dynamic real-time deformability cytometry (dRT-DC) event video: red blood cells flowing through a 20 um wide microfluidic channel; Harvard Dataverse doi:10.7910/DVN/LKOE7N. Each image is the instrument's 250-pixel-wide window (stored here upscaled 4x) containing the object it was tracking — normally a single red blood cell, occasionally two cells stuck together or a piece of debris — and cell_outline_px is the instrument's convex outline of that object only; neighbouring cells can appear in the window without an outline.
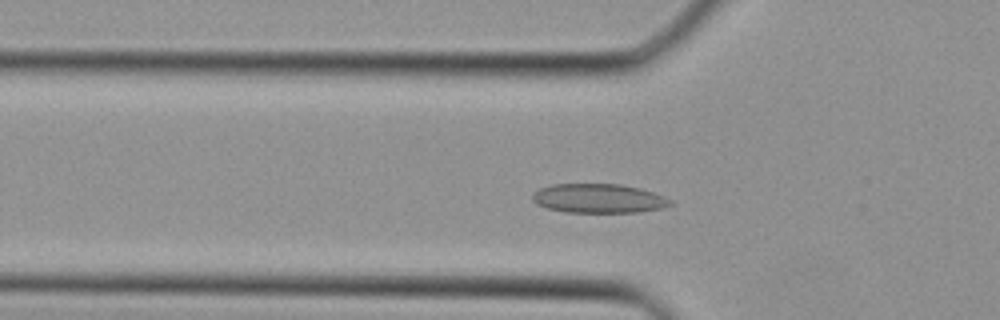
{"species": "Egyptian fruit bat (a non-hibernating species)", "species_latin": "Rousettus aegyptiacus", "temperature_condition": "cold", "stored_images_in_passage": 33, "camera_frame_rate_fps": 3000, "um_per_image_px": 0.085, "animal": {"sex": "female"}, "frame": {"image": 1, "passage_image": 8, "time_ms": 2.333, "image_size_px": [1000, 320], "cell_outline_px": [[672, 204], [664, 208], [636, 212], [564, 212], [548, 208], [536, 204], [532, 200], [532, 196], [540, 188], [552, 184], [620, 184], [640, 188], [664, 196], [672, 200]], "centroid_in_image_um": [50.9, 16.86], "position_along_channel_um": 74.9, "area_um2": 23.41}}
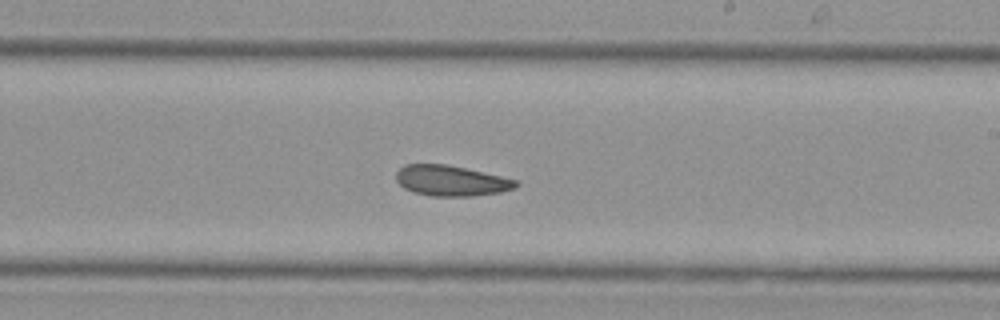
{"frame": {"image": 2, "passage_image": 18, "time_ms": 5.667, "image_size_px": [1000, 320], "cell_outline_px": [[520, 184], [516, 188], [500, 192], [472, 196], [432, 196], [412, 192], [404, 188], [396, 180], [396, 172], [404, 164], [444, 164], [464, 168], [500, 176], [516, 180]], "centroid_in_image_um": [38.32, 15.36], "position_along_channel_um": 250.7, "area_um2": 21.21}}
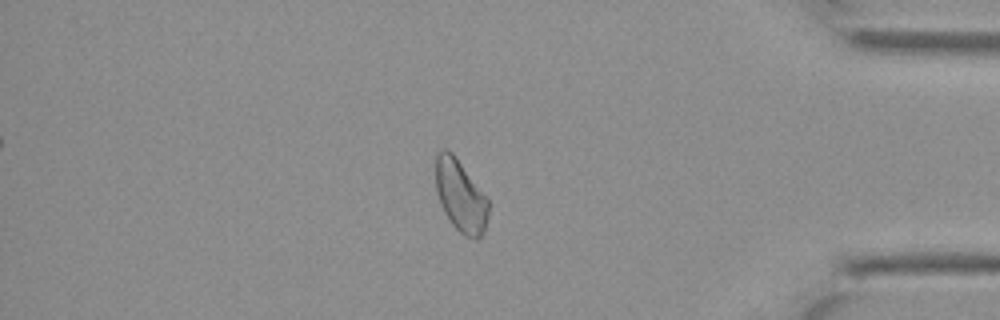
{"frame": {"image": 3, "passage_image": 28, "time_ms": 9.0, "image_size_px": [1000, 320], "cell_outline_px": [[488, 216], [484, 232], [480, 240], [476, 240], [464, 236], [452, 224], [444, 212], [440, 204], [436, 188], [436, 156], [440, 148], [448, 148], [452, 152], [488, 200]], "centroid_in_image_um": [39.14, 16.68], "position_along_channel_um": 396.1, "area_um2": 22.02}}